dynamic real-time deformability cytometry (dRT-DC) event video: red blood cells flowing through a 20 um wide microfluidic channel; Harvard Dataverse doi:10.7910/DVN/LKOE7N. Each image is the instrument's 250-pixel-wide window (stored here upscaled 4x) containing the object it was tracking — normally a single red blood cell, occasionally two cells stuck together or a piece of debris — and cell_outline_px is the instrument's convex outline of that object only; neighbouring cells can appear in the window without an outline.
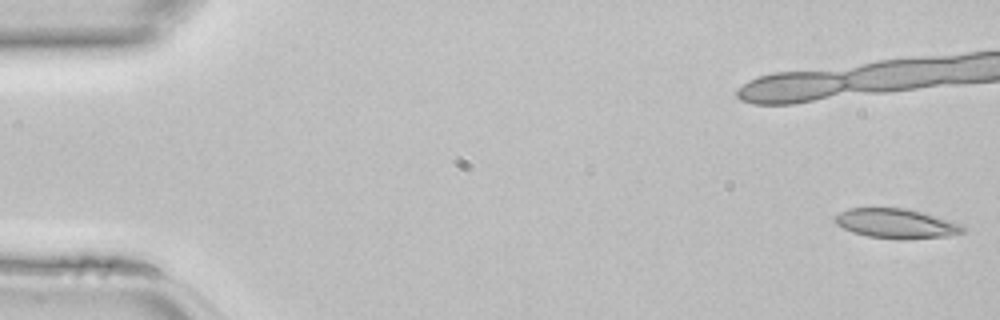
{"species": "common noctule bat (a hibernating species)", "species_latin": "Nyctalus noctula", "temperature_condition": "room temperature", "stored_images_in_passage": 30, "camera_frame_rate_fps": 3000, "um_per_image_px": 0.085, "animal": {"sex": "female", "body_mass_g": 22.7, "forearm_length_mm": 54.2}, "frame": {"image": 1, "passage_image": 1, "time_ms": 0.0, "image_size_px": [1000, 320], "cell_outline_px": [[968, 232], [944, 236], [908, 240], [900, 240], [868, 236], [852, 232], [836, 224], [832, 220], [840, 212], [848, 208], [908, 208], [964, 224], [968, 228]], "centroid_in_image_um": [76.24, 19.01], "position_along_channel_um": 8.8, "area_um2": 22.48}}